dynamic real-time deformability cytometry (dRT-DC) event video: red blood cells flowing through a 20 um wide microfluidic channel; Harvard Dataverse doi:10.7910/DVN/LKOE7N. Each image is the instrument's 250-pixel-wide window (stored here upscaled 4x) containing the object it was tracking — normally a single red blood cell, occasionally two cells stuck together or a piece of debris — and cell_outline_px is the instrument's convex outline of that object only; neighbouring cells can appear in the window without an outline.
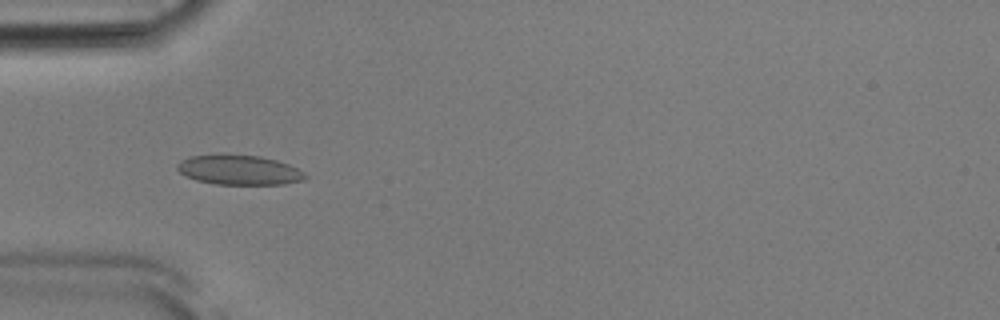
{"species": "Egyptian fruit bat (a non-hibernating species)", "species_latin": "Rousettus aegyptiacus", "temperature_condition": "room temperature", "stored_images_in_passage": 37, "camera_frame_rate_fps": 3000, "um_per_image_px": 0.085, "animal": {"sex": "male"}, "frame": {"image": 1, "passage_image": 1, "time_ms": 0.0, "image_size_px": [1000, 320], "cell_outline_px": [[308, 176], [304, 180], [284, 184], [216, 184], [196, 180], [184, 176], [176, 168], [176, 164], [180, 160], [188, 156], [260, 156], [276, 160], [288, 164], [304, 172]], "centroid_in_image_um": [20.32, 14.47], "position_along_channel_um": 64.7, "area_um2": 21.79}}
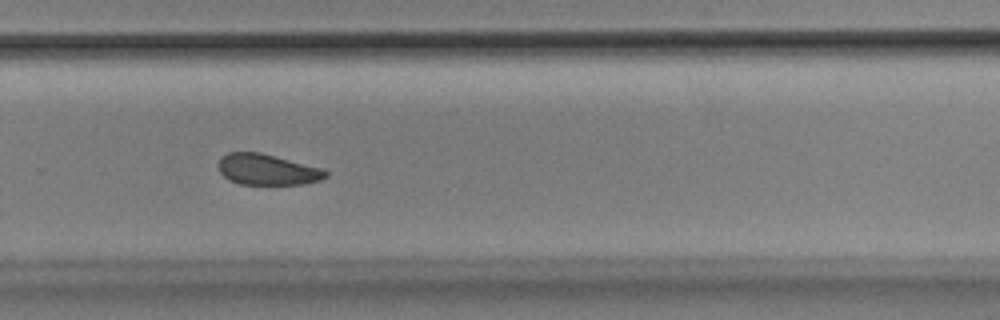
{"frame": {"image": 2, "passage_image": 20, "time_ms": 6.333, "image_size_px": [1000, 320], "cell_outline_px": [[328, 176], [320, 180], [304, 184], [240, 184], [228, 180], [220, 172], [216, 164], [220, 156], [228, 152], [260, 152], [324, 168], [328, 172]], "centroid_in_image_um": [22.7, 14.4], "position_along_channel_um": 307.1, "area_um2": 19.65}}
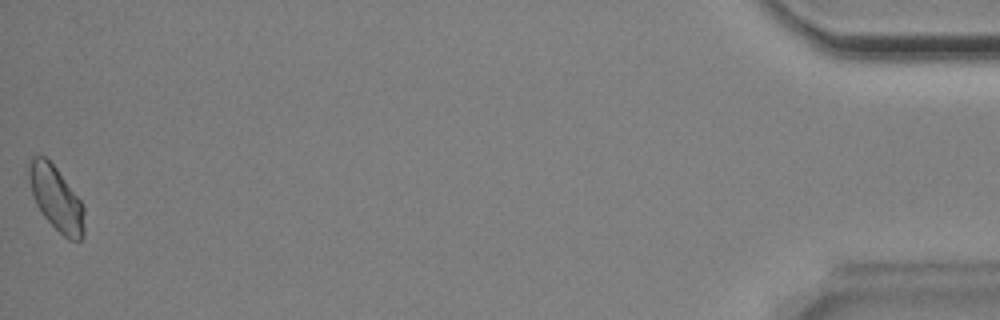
{"frame": {"image": 3, "passage_image": 37, "time_ms": 12.0, "image_size_px": [1000, 320], "cell_outline_px": [[84, 236], [80, 240], [68, 240], [44, 216], [36, 204], [28, 180], [28, 160], [32, 156], [44, 156], [56, 168], [84, 204]], "centroid_in_image_um": [4.78, 16.86], "position_along_channel_um": 430.4, "area_um2": 20.69}, "authors_computed_cell_mechanics": {"area_um2": 20.2878, "velocity_mm_per_s": 3.8495, "shape_relaxation_time_tau1_ms": 4.2897, "shape_relaxation_time_tau2_ms": 1.9695, "deformation_change_tau1": 0.0854, "deformation_change_tau2": 0.062}}